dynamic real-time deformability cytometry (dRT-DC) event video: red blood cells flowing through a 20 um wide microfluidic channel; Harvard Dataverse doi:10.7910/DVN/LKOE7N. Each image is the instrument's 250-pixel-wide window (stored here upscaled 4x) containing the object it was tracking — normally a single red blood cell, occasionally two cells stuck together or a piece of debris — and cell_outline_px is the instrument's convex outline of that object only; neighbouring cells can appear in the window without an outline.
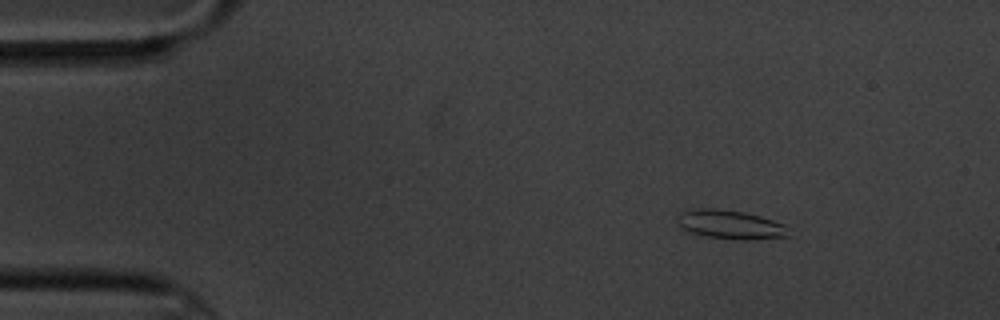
{"species": "common noctule bat (a hibernating species)", "species_latin": "Nyctalus noctula", "temperature_condition": "cold", "stored_images_in_passage": 5, "camera_frame_rate_fps": 3000, "um_per_image_px": 0.085, "animal": {"sex": "male", "body_mass_g": 20.1, "forearm_length_mm": 53.5}, "frame": {"image": 1, "passage_image": 1, "time_ms": 0.0, "image_size_px": [1000, 320], "cell_outline_px": [[792, 236], [752, 240], [736, 240], [704, 236], [680, 228], [680, 212], [696, 208], [716, 208], [744, 212], [760, 216], [784, 224]], "centroid_in_image_um": [62.13, 19.1], "position_along_channel_um": 22.9, "area_um2": 18.79}}
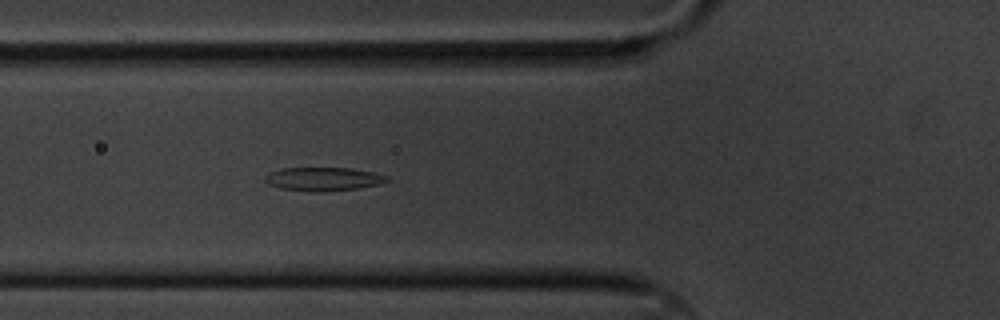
{"frame": {"image": 2, "passage_image": 5, "time_ms": 4.333, "image_size_px": [1000, 320], "cell_outline_px": [[392, 180], [380, 184], [356, 188], [320, 192], [312, 192], [280, 188], [268, 184], [264, 180], [264, 176], [272, 172], [284, 168], [348, 168], [372, 172], [388, 176]], "centroid_in_image_um": [27.49, 15.22], "position_along_channel_um": 98.3, "area_um2": 16.65}}